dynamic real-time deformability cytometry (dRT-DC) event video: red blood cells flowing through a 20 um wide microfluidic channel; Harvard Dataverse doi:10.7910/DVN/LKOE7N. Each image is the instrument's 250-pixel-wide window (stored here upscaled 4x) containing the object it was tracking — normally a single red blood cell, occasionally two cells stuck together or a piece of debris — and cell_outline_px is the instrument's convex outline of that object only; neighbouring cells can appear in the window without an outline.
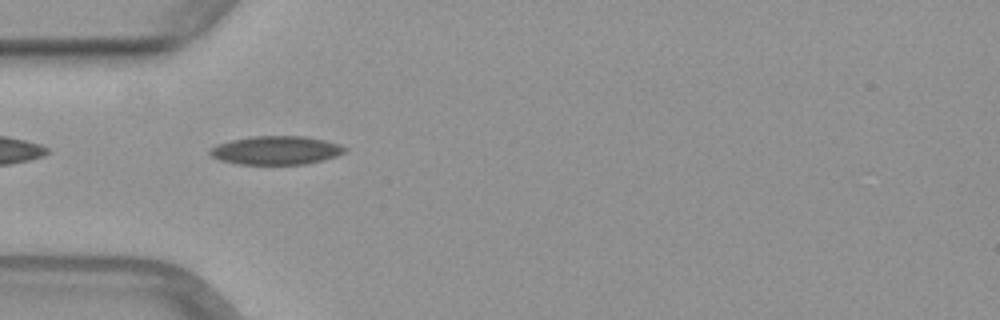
{"species": "common noctule bat (a hibernating species)", "species_latin": "Nyctalus noctula", "temperature_condition": "warm", "stored_images_in_passage": 35, "camera_frame_rate_fps": 3000, "um_per_image_px": 0.085, "animal": {"sex": "female", "body_mass_g": 29.2, "forearm_length_mm": 56.3}, "frame": {"image": 1, "passage_image": 1, "time_ms": 0.0, "image_size_px": [1000, 320], "cell_outline_px": [[348, 152], [324, 160], [304, 164], [240, 164], [220, 160], [212, 156], [208, 152], [212, 148], [220, 144], [232, 140], [252, 136], [304, 136], [324, 140], [340, 144], [348, 148]], "centroid_in_image_um": [23.54, 12.78], "position_along_channel_um": 61.5, "area_um2": 22.37}}
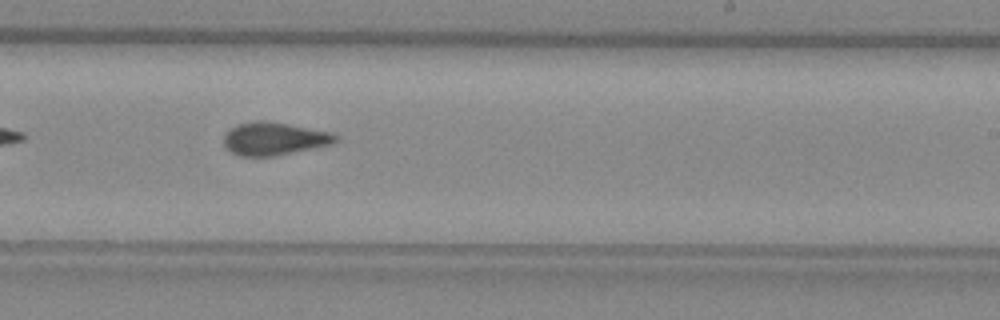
{"frame": {"image": 2, "passage_image": 16, "time_ms": 5.0, "image_size_px": [1000, 320], "cell_outline_px": [[336, 140], [332, 144], [276, 156], [240, 156], [232, 152], [224, 144], [224, 132], [228, 128], [236, 124], [252, 120], [264, 120], [288, 124], [332, 132], [336, 136]], "centroid_in_image_um": [23.25, 11.77], "position_along_channel_um": 265.7, "area_um2": 21.56}}
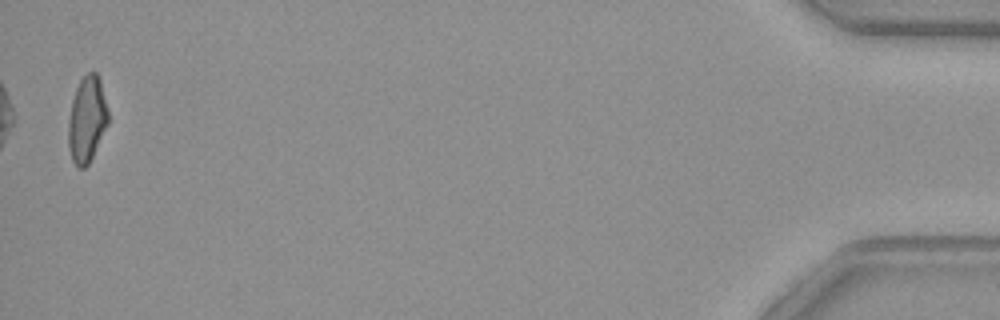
{"frame": {"image": 3, "passage_image": 35, "time_ms": 11.333, "image_size_px": [1000, 320], "cell_outline_px": [[108, 124], [88, 164], [84, 168], [80, 168], [72, 160], [68, 144], [68, 120], [72, 100], [76, 88], [80, 80], [88, 72], [96, 72], [100, 80], [108, 112]], "centroid_in_image_um": [7.38, 10.14], "position_along_channel_um": 427.8, "area_um2": 19.71}}